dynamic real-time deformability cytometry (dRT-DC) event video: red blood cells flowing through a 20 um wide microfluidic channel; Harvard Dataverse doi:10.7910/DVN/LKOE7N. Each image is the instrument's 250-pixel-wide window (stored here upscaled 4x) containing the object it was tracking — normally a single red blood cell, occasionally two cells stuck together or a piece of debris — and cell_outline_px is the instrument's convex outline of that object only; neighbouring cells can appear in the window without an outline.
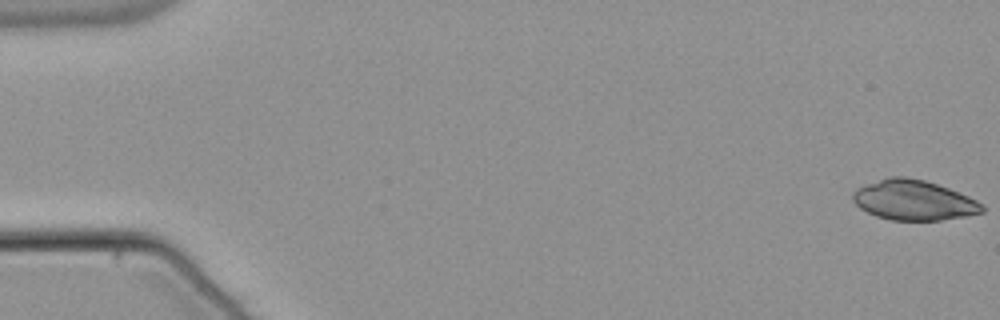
{"species": "common noctule bat (a hibernating species)", "species_latin": "Nyctalus noctula", "temperature_condition": "warm", "stored_images_in_passage": 55, "camera_frame_rate_fps": 3000, "um_per_image_px": 0.085, "animal": {"sex": "male", "body_mass_g": 21.5, "forearm_length_mm": 52.0}, "frame": {"image": 1, "passage_image": 1, "time_ms": 0.0, "image_size_px": [1000, 320], "cell_outline_px": [[984, 212], [968, 216], [940, 220], [892, 220], [876, 216], [860, 208], [852, 200], [852, 192], [856, 188], [892, 176], [904, 176], [924, 180], [948, 188], [968, 196], [976, 200], [984, 208]], "centroid_in_image_um": [77.66, 17.02], "position_along_channel_um": 7.3, "area_um2": 29.94}}
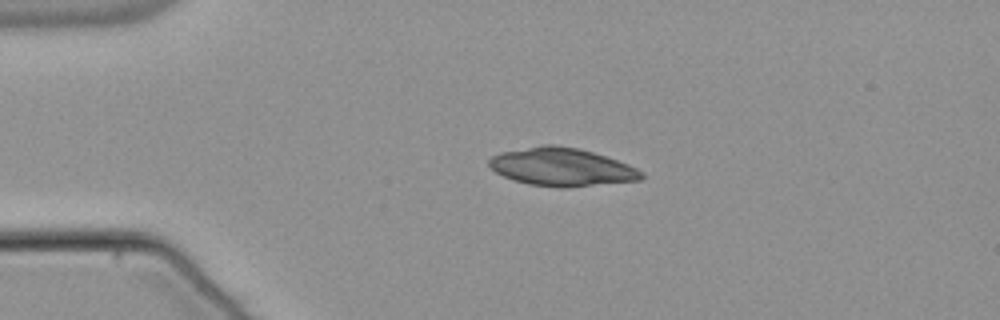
{"frame": {"image": 2, "passage_image": 13, "time_ms": 4.0, "image_size_px": [1000, 320], "cell_outline_px": [[644, 176], [640, 180], [568, 188], [560, 188], [528, 184], [512, 180], [496, 172], [488, 164], [488, 160], [492, 156], [500, 152], [540, 144], [556, 144], [580, 148], [628, 164], [644, 172]], "centroid_in_image_um": [47.73, 14.19], "position_along_channel_um": 37.3, "area_um2": 34.1}}
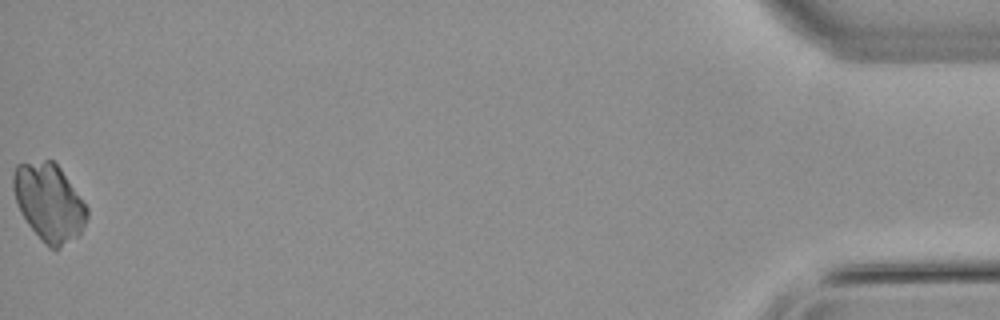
{"frame": {"image": 3, "passage_image": 55, "time_ms": 18.0, "image_size_px": [1000, 320], "cell_outline_px": [[88, 216], [80, 232], [76, 236], [60, 248], [48, 248], [28, 224], [16, 200], [12, 188], [12, 176], [16, 164], [44, 160], [52, 160], [60, 168], [88, 208]], "centroid_in_image_um": [4.15, 17.18], "position_along_channel_um": 431.0, "area_um2": 32.83}}